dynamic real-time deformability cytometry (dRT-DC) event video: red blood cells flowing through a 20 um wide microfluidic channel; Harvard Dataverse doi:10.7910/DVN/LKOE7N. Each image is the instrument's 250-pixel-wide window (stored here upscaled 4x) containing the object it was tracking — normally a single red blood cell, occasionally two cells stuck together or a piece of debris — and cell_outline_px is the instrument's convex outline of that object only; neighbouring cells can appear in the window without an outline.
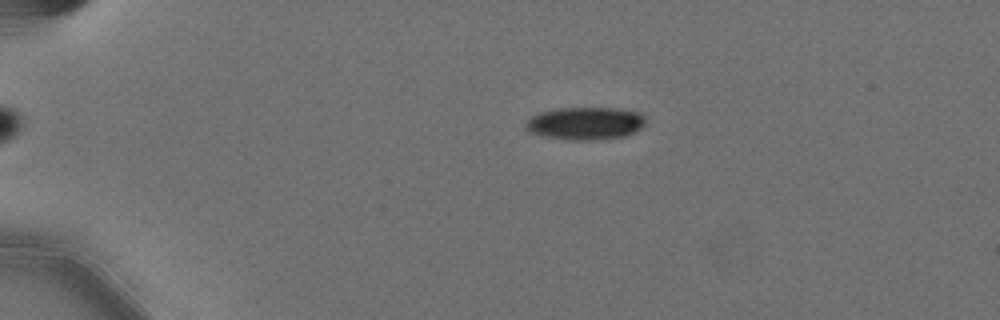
{"species": "Egyptian fruit bat (a non-hibernating species)", "species_latin": "Rousettus aegyptiacus", "temperature_condition": "cold", "stored_images_in_passage": 19, "camera_frame_rate_fps": 3000, "um_per_image_px": 0.085, "animal": {"sex": "female"}, "frame": {"image": 1, "passage_image": 13, "time_ms": 4.0, "image_size_px": [1000, 320], "cell_outline_px": [[644, 124], [636, 132], [624, 136], [600, 140], [572, 140], [544, 136], [528, 132], [524, 128], [524, 124], [532, 116], [540, 112], [556, 108], [620, 108], [640, 112], [644, 116]], "centroid_in_image_um": [49.75, 10.48], "position_along_channel_um": 35.3, "area_um2": 23.06}}